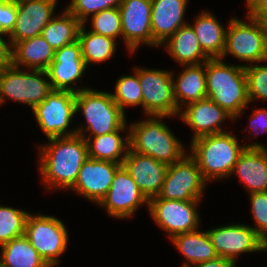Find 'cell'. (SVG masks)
<instances>
[{
	"instance_id": "obj_28",
	"label": "cell",
	"mask_w": 267,
	"mask_h": 267,
	"mask_svg": "<svg viewBox=\"0 0 267 267\" xmlns=\"http://www.w3.org/2000/svg\"><path fill=\"white\" fill-rule=\"evenodd\" d=\"M171 242L187 261L182 267H190L191 264L195 265L218 257L207 231L201 232L197 229L178 234L171 238Z\"/></svg>"
},
{
	"instance_id": "obj_36",
	"label": "cell",
	"mask_w": 267,
	"mask_h": 267,
	"mask_svg": "<svg viewBox=\"0 0 267 267\" xmlns=\"http://www.w3.org/2000/svg\"><path fill=\"white\" fill-rule=\"evenodd\" d=\"M249 101L267 100V64L245 65Z\"/></svg>"
},
{
	"instance_id": "obj_21",
	"label": "cell",
	"mask_w": 267,
	"mask_h": 267,
	"mask_svg": "<svg viewBox=\"0 0 267 267\" xmlns=\"http://www.w3.org/2000/svg\"><path fill=\"white\" fill-rule=\"evenodd\" d=\"M188 0H152L151 31L153 46H161L180 27L187 25L183 20Z\"/></svg>"
},
{
	"instance_id": "obj_29",
	"label": "cell",
	"mask_w": 267,
	"mask_h": 267,
	"mask_svg": "<svg viewBox=\"0 0 267 267\" xmlns=\"http://www.w3.org/2000/svg\"><path fill=\"white\" fill-rule=\"evenodd\" d=\"M0 247V267H49L25 235Z\"/></svg>"
},
{
	"instance_id": "obj_16",
	"label": "cell",
	"mask_w": 267,
	"mask_h": 267,
	"mask_svg": "<svg viewBox=\"0 0 267 267\" xmlns=\"http://www.w3.org/2000/svg\"><path fill=\"white\" fill-rule=\"evenodd\" d=\"M86 68L80 44L75 41L55 51L54 59L46 71L53 90H66L77 93L88 89L87 87H74L75 81L77 82L82 78Z\"/></svg>"
},
{
	"instance_id": "obj_5",
	"label": "cell",
	"mask_w": 267,
	"mask_h": 267,
	"mask_svg": "<svg viewBox=\"0 0 267 267\" xmlns=\"http://www.w3.org/2000/svg\"><path fill=\"white\" fill-rule=\"evenodd\" d=\"M76 113L81 111L87 126L76 129L82 137L108 134L120 129L126 123L125 113L119 108L109 92L84 89L75 93ZM84 128V129H83ZM90 133L88 136L85 133Z\"/></svg>"
},
{
	"instance_id": "obj_14",
	"label": "cell",
	"mask_w": 267,
	"mask_h": 267,
	"mask_svg": "<svg viewBox=\"0 0 267 267\" xmlns=\"http://www.w3.org/2000/svg\"><path fill=\"white\" fill-rule=\"evenodd\" d=\"M148 203L132 176L121 165L114 174L108 193L98 205L105 207L108 215L124 219L133 216L141 205L148 207Z\"/></svg>"
},
{
	"instance_id": "obj_3",
	"label": "cell",
	"mask_w": 267,
	"mask_h": 267,
	"mask_svg": "<svg viewBox=\"0 0 267 267\" xmlns=\"http://www.w3.org/2000/svg\"><path fill=\"white\" fill-rule=\"evenodd\" d=\"M207 98L235 120L249 105L245 65H227L220 58L205 62Z\"/></svg>"
},
{
	"instance_id": "obj_38",
	"label": "cell",
	"mask_w": 267,
	"mask_h": 267,
	"mask_svg": "<svg viewBox=\"0 0 267 267\" xmlns=\"http://www.w3.org/2000/svg\"><path fill=\"white\" fill-rule=\"evenodd\" d=\"M17 0H0V33L9 35L15 27Z\"/></svg>"
},
{
	"instance_id": "obj_41",
	"label": "cell",
	"mask_w": 267,
	"mask_h": 267,
	"mask_svg": "<svg viewBox=\"0 0 267 267\" xmlns=\"http://www.w3.org/2000/svg\"><path fill=\"white\" fill-rule=\"evenodd\" d=\"M190 267H236V263L231 259L218 256L216 259L191 265Z\"/></svg>"
},
{
	"instance_id": "obj_22",
	"label": "cell",
	"mask_w": 267,
	"mask_h": 267,
	"mask_svg": "<svg viewBox=\"0 0 267 267\" xmlns=\"http://www.w3.org/2000/svg\"><path fill=\"white\" fill-rule=\"evenodd\" d=\"M239 175L250 193L267 191V148H245L231 175Z\"/></svg>"
},
{
	"instance_id": "obj_9",
	"label": "cell",
	"mask_w": 267,
	"mask_h": 267,
	"mask_svg": "<svg viewBox=\"0 0 267 267\" xmlns=\"http://www.w3.org/2000/svg\"><path fill=\"white\" fill-rule=\"evenodd\" d=\"M32 111L47 139L76 135V129H67L76 114L74 92L53 90Z\"/></svg>"
},
{
	"instance_id": "obj_26",
	"label": "cell",
	"mask_w": 267,
	"mask_h": 267,
	"mask_svg": "<svg viewBox=\"0 0 267 267\" xmlns=\"http://www.w3.org/2000/svg\"><path fill=\"white\" fill-rule=\"evenodd\" d=\"M195 23L190 25L199 41L203 52L210 58H221L226 40V31L220 21L211 14V12L203 11L197 16Z\"/></svg>"
},
{
	"instance_id": "obj_24",
	"label": "cell",
	"mask_w": 267,
	"mask_h": 267,
	"mask_svg": "<svg viewBox=\"0 0 267 267\" xmlns=\"http://www.w3.org/2000/svg\"><path fill=\"white\" fill-rule=\"evenodd\" d=\"M183 67L185 68L176 79L173 76L174 99L178 107V115L185 104L207 98L205 63L183 65Z\"/></svg>"
},
{
	"instance_id": "obj_31",
	"label": "cell",
	"mask_w": 267,
	"mask_h": 267,
	"mask_svg": "<svg viewBox=\"0 0 267 267\" xmlns=\"http://www.w3.org/2000/svg\"><path fill=\"white\" fill-rule=\"evenodd\" d=\"M77 41L81 47V54L86 66L93 63H101L113 57L116 51V41L113 38L95 34L85 30L82 24L78 33Z\"/></svg>"
},
{
	"instance_id": "obj_25",
	"label": "cell",
	"mask_w": 267,
	"mask_h": 267,
	"mask_svg": "<svg viewBox=\"0 0 267 267\" xmlns=\"http://www.w3.org/2000/svg\"><path fill=\"white\" fill-rule=\"evenodd\" d=\"M161 45L166 46L168 53L176 60V62L181 64V66L199 65L210 59L203 52L198 38L190 24L180 27Z\"/></svg>"
},
{
	"instance_id": "obj_17",
	"label": "cell",
	"mask_w": 267,
	"mask_h": 267,
	"mask_svg": "<svg viewBox=\"0 0 267 267\" xmlns=\"http://www.w3.org/2000/svg\"><path fill=\"white\" fill-rule=\"evenodd\" d=\"M56 5L55 0H17L16 23L8 35L10 41H7L10 46L41 35L43 28L54 17Z\"/></svg>"
},
{
	"instance_id": "obj_33",
	"label": "cell",
	"mask_w": 267,
	"mask_h": 267,
	"mask_svg": "<svg viewBox=\"0 0 267 267\" xmlns=\"http://www.w3.org/2000/svg\"><path fill=\"white\" fill-rule=\"evenodd\" d=\"M28 215L27 211L0 205V246L25 235Z\"/></svg>"
},
{
	"instance_id": "obj_27",
	"label": "cell",
	"mask_w": 267,
	"mask_h": 267,
	"mask_svg": "<svg viewBox=\"0 0 267 267\" xmlns=\"http://www.w3.org/2000/svg\"><path fill=\"white\" fill-rule=\"evenodd\" d=\"M127 125L126 122L120 129L108 134L83 137L87 142L88 157L123 164L130 148L129 133L125 139L119 133L126 130Z\"/></svg>"
},
{
	"instance_id": "obj_6",
	"label": "cell",
	"mask_w": 267,
	"mask_h": 267,
	"mask_svg": "<svg viewBox=\"0 0 267 267\" xmlns=\"http://www.w3.org/2000/svg\"><path fill=\"white\" fill-rule=\"evenodd\" d=\"M30 71H21L19 67L10 64L0 72V106L6 97L33 109L53 91L47 71Z\"/></svg>"
},
{
	"instance_id": "obj_19",
	"label": "cell",
	"mask_w": 267,
	"mask_h": 267,
	"mask_svg": "<svg viewBox=\"0 0 267 267\" xmlns=\"http://www.w3.org/2000/svg\"><path fill=\"white\" fill-rule=\"evenodd\" d=\"M149 201L157 197L165 181L168 165L130 148L122 164Z\"/></svg>"
},
{
	"instance_id": "obj_32",
	"label": "cell",
	"mask_w": 267,
	"mask_h": 267,
	"mask_svg": "<svg viewBox=\"0 0 267 267\" xmlns=\"http://www.w3.org/2000/svg\"><path fill=\"white\" fill-rule=\"evenodd\" d=\"M135 75L121 76L116 84L114 93L111 96L117 103L119 108L124 111V107L141 105L143 107V96L141 85L138 77V67H136Z\"/></svg>"
},
{
	"instance_id": "obj_4",
	"label": "cell",
	"mask_w": 267,
	"mask_h": 267,
	"mask_svg": "<svg viewBox=\"0 0 267 267\" xmlns=\"http://www.w3.org/2000/svg\"><path fill=\"white\" fill-rule=\"evenodd\" d=\"M164 116H148L145 120L132 123L128 128L130 149L150 156L156 161L171 165L185 153L182 143L161 119Z\"/></svg>"
},
{
	"instance_id": "obj_20",
	"label": "cell",
	"mask_w": 267,
	"mask_h": 267,
	"mask_svg": "<svg viewBox=\"0 0 267 267\" xmlns=\"http://www.w3.org/2000/svg\"><path fill=\"white\" fill-rule=\"evenodd\" d=\"M179 117L194 131V140L198 137L225 132L221 124L227 118L234 120L224 109L209 98L186 105L180 110Z\"/></svg>"
},
{
	"instance_id": "obj_2",
	"label": "cell",
	"mask_w": 267,
	"mask_h": 267,
	"mask_svg": "<svg viewBox=\"0 0 267 267\" xmlns=\"http://www.w3.org/2000/svg\"><path fill=\"white\" fill-rule=\"evenodd\" d=\"M190 155L195 159L203 178L208 182L229 177L245 148H266L260 143L240 145L231 133L210 134L191 140ZM212 179V180H211Z\"/></svg>"
},
{
	"instance_id": "obj_39",
	"label": "cell",
	"mask_w": 267,
	"mask_h": 267,
	"mask_svg": "<svg viewBox=\"0 0 267 267\" xmlns=\"http://www.w3.org/2000/svg\"><path fill=\"white\" fill-rule=\"evenodd\" d=\"M250 120L251 124L249 126L252 128V130L250 129L251 132H253V130L258 133L260 130V133L267 131V110L265 108L254 109Z\"/></svg>"
},
{
	"instance_id": "obj_10",
	"label": "cell",
	"mask_w": 267,
	"mask_h": 267,
	"mask_svg": "<svg viewBox=\"0 0 267 267\" xmlns=\"http://www.w3.org/2000/svg\"><path fill=\"white\" fill-rule=\"evenodd\" d=\"M207 181L190 154L168 165L159 198L166 200H200Z\"/></svg>"
},
{
	"instance_id": "obj_23",
	"label": "cell",
	"mask_w": 267,
	"mask_h": 267,
	"mask_svg": "<svg viewBox=\"0 0 267 267\" xmlns=\"http://www.w3.org/2000/svg\"><path fill=\"white\" fill-rule=\"evenodd\" d=\"M55 51L42 36H35L11 46V64L32 70H47L54 59Z\"/></svg>"
},
{
	"instance_id": "obj_34",
	"label": "cell",
	"mask_w": 267,
	"mask_h": 267,
	"mask_svg": "<svg viewBox=\"0 0 267 267\" xmlns=\"http://www.w3.org/2000/svg\"><path fill=\"white\" fill-rule=\"evenodd\" d=\"M92 30L95 34L116 39L122 36L121 15L119 7L102 10L91 17Z\"/></svg>"
},
{
	"instance_id": "obj_11",
	"label": "cell",
	"mask_w": 267,
	"mask_h": 267,
	"mask_svg": "<svg viewBox=\"0 0 267 267\" xmlns=\"http://www.w3.org/2000/svg\"><path fill=\"white\" fill-rule=\"evenodd\" d=\"M143 109L148 116L178 115L174 99L173 72L138 67Z\"/></svg>"
},
{
	"instance_id": "obj_40",
	"label": "cell",
	"mask_w": 267,
	"mask_h": 267,
	"mask_svg": "<svg viewBox=\"0 0 267 267\" xmlns=\"http://www.w3.org/2000/svg\"><path fill=\"white\" fill-rule=\"evenodd\" d=\"M4 35L0 33V72L11 64V46L1 37Z\"/></svg>"
},
{
	"instance_id": "obj_43",
	"label": "cell",
	"mask_w": 267,
	"mask_h": 267,
	"mask_svg": "<svg viewBox=\"0 0 267 267\" xmlns=\"http://www.w3.org/2000/svg\"><path fill=\"white\" fill-rule=\"evenodd\" d=\"M247 11H267V0H246Z\"/></svg>"
},
{
	"instance_id": "obj_30",
	"label": "cell",
	"mask_w": 267,
	"mask_h": 267,
	"mask_svg": "<svg viewBox=\"0 0 267 267\" xmlns=\"http://www.w3.org/2000/svg\"><path fill=\"white\" fill-rule=\"evenodd\" d=\"M60 15L53 17L41 33L54 51L77 41L82 25L66 8Z\"/></svg>"
},
{
	"instance_id": "obj_42",
	"label": "cell",
	"mask_w": 267,
	"mask_h": 267,
	"mask_svg": "<svg viewBox=\"0 0 267 267\" xmlns=\"http://www.w3.org/2000/svg\"><path fill=\"white\" fill-rule=\"evenodd\" d=\"M247 16L253 18L267 36V11H248Z\"/></svg>"
},
{
	"instance_id": "obj_12",
	"label": "cell",
	"mask_w": 267,
	"mask_h": 267,
	"mask_svg": "<svg viewBox=\"0 0 267 267\" xmlns=\"http://www.w3.org/2000/svg\"><path fill=\"white\" fill-rule=\"evenodd\" d=\"M201 200L181 201L154 197L149 200L148 208L156 224L169 234V238L198 229Z\"/></svg>"
},
{
	"instance_id": "obj_15",
	"label": "cell",
	"mask_w": 267,
	"mask_h": 267,
	"mask_svg": "<svg viewBox=\"0 0 267 267\" xmlns=\"http://www.w3.org/2000/svg\"><path fill=\"white\" fill-rule=\"evenodd\" d=\"M152 0H122L119 6L122 37L130 54L140 44L153 47L151 31Z\"/></svg>"
},
{
	"instance_id": "obj_1",
	"label": "cell",
	"mask_w": 267,
	"mask_h": 267,
	"mask_svg": "<svg viewBox=\"0 0 267 267\" xmlns=\"http://www.w3.org/2000/svg\"><path fill=\"white\" fill-rule=\"evenodd\" d=\"M49 144L39 147V170L43 184L49 189H71L79 170L88 158V146L81 135L48 139ZM54 187V188H53Z\"/></svg>"
},
{
	"instance_id": "obj_8",
	"label": "cell",
	"mask_w": 267,
	"mask_h": 267,
	"mask_svg": "<svg viewBox=\"0 0 267 267\" xmlns=\"http://www.w3.org/2000/svg\"><path fill=\"white\" fill-rule=\"evenodd\" d=\"M247 19L249 23L237 18L229 21L225 48L220 59L231 54L249 63L267 62V36L253 18L247 16Z\"/></svg>"
},
{
	"instance_id": "obj_7",
	"label": "cell",
	"mask_w": 267,
	"mask_h": 267,
	"mask_svg": "<svg viewBox=\"0 0 267 267\" xmlns=\"http://www.w3.org/2000/svg\"><path fill=\"white\" fill-rule=\"evenodd\" d=\"M28 215L25 236L49 267L58 265L68 244L64 223L54 216Z\"/></svg>"
},
{
	"instance_id": "obj_35",
	"label": "cell",
	"mask_w": 267,
	"mask_h": 267,
	"mask_svg": "<svg viewBox=\"0 0 267 267\" xmlns=\"http://www.w3.org/2000/svg\"><path fill=\"white\" fill-rule=\"evenodd\" d=\"M122 0H71L66 8L82 24L86 25L88 17L105 9L117 8Z\"/></svg>"
},
{
	"instance_id": "obj_13",
	"label": "cell",
	"mask_w": 267,
	"mask_h": 267,
	"mask_svg": "<svg viewBox=\"0 0 267 267\" xmlns=\"http://www.w3.org/2000/svg\"><path fill=\"white\" fill-rule=\"evenodd\" d=\"M207 232L217 255L235 263L239 254L267 250V244L251 226L232 224Z\"/></svg>"
},
{
	"instance_id": "obj_18",
	"label": "cell",
	"mask_w": 267,
	"mask_h": 267,
	"mask_svg": "<svg viewBox=\"0 0 267 267\" xmlns=\"http://www.w3.org/2000/svg\"><path fill=\"white\" fill-rule=\"evenodd\" d=\"M122 164L87 158L71 190L97 204L108 193L114 174Z\"/></svg>"
},
{
	"instance_id": "obj_37",
	"label": "cell",
	"mask_w": 267,
	"mask_h": 267,
	"mask_svg": "<svg viewBox=\"0 0 267 267\" xmlns=\"http://www.w3.org/2000/svg\"><path fill=\"white\" fill-rule=\"evenodd\" d=\"M250 204L256 226L252 228L267 244V191L250 193Z\"/></svg>"
}]
</instances>
